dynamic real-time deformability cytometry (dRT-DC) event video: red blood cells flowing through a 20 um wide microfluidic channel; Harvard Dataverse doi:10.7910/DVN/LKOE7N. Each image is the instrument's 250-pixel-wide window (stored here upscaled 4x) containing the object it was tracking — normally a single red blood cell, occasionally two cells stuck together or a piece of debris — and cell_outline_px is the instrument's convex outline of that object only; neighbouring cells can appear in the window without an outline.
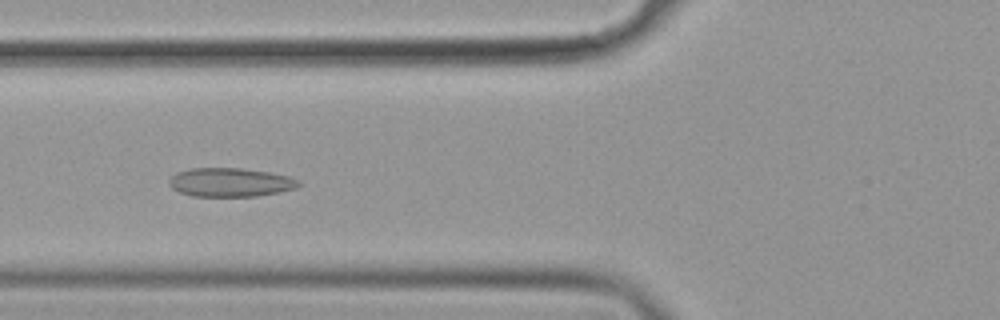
{"species": "common noctule bat (a hibernating species)", "species_latin": "Nyctalus noctula", "temperature_condition": "cold", "stored_images_in_passage": 34, "camera_frame_rate_fps": 3000, "um_per_image_px": 0.085, "animal": {"sex": "female", "body_mass_g": 19.9}, "frame": {"image": 1, "passage_image": 6, "time_ms": 1.667, "image_size_px": [1000, 320], "cell_outline_px": [[300, 184], [296, 188], [280, 192], [256, 196], [192, 196], [180, 192], [172, 188], [168, 184], [168, 180], [176, 172], [192, 168], [240, 168], [268, 172], [288, 176], [300, 180]], "centroid_in_image_um": [19.57, 15.5], "position_along_channel_um": 106.2, "area_um2": 21.73}}
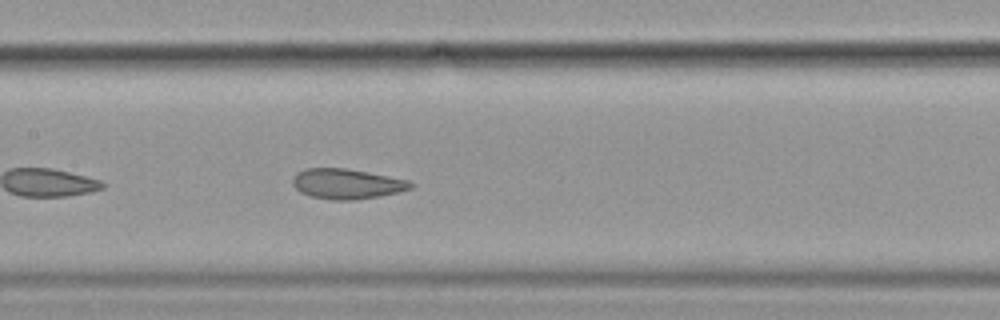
{"frame": {"image": 2, "passage_image": 12, "time_ms": 3.667, "image_size_px": [1000, 320], "cell_outline_px": [[416, 184], [412, 188], [380, 196], [352, 200], [332, 200], [308, 196], [300, 192], [292, 184], [292, 176], [296, 172], [304, 168], [344, 168], [388, 176], [408, 180]], "centroid_in_image_um": [29.43, 15.63], "position_along_channel_um": 178.0, "area_um2": 20.81}}
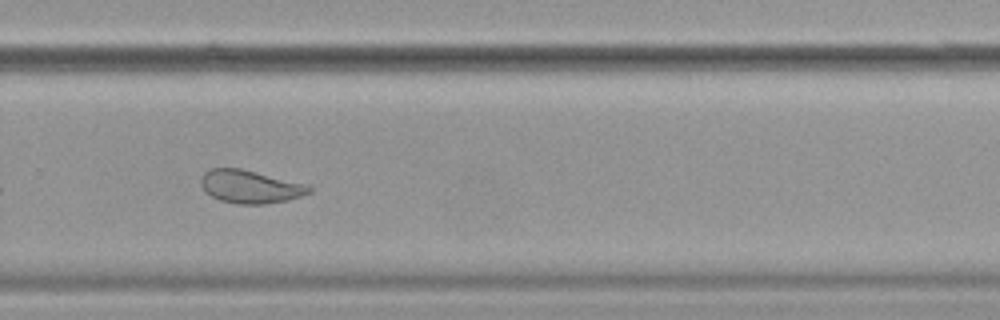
{"frame": {"image": 3, "passage_image": 23, "time_ms": 7.333, "image_size_px": [1000, 320], "cell_outline_px": [[312, 192], [288, 200], [264, 204], [236, 204], [220, 200], [204, 192], [200, 184], [200, 180], [204, 172], [208, 168], [240, 168], [304, 184], [312, 188]], "centroid_in_image_um": [21.21, 15.87], "position_along_channel_um": 308.6, "area_um2": 20.75}, "authors_computed_cell_mechanics": {"area_um2": 20.9525, "velocity_mm_per_s": 3.5794, "shape_relaxation_time_tau1_ms": 8.4397, "shape_relaxation_time_tau2_ms": 1.422, "deformation_change_tau1": 0.1668, "deformation_change_tau2": 0.0741}}